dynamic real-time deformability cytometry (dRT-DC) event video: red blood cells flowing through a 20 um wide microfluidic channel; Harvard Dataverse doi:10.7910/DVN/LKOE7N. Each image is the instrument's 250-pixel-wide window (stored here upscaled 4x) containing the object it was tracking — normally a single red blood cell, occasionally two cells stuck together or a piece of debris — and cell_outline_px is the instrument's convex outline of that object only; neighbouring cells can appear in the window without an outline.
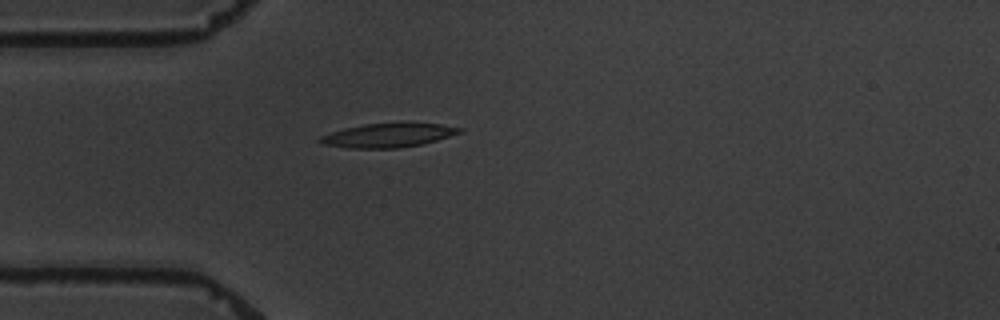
{"species": "common noctule bat (a hibernating species)", "species_latin": "Nyctalus noctula", "temperature_condition": "warm", "stored_images_in_passage": 1, "camera_frame_rate_fps": 3000, "um_per_image_px": 0.085, "animal": {"sex": "male", "body_mass_g": 19.5, "forearm_length_mm": 54.6}, "frame": {"image": 1, "passage_image": 1, "time_ms": 0.0, "image_size_px": [1000, 320], "cell_outline_px": [[464, 132], [436, 140], [420, 144], [396, 148], [348, 148], [324, 144], [316, 140], [320, 136], [344, 128], [364, 124], [440, 124], [464, 128]], "centroid_in_image_um": [32.98, 11.51], "position_along_channel_um": 52.0, "area_um2": 19.07}}